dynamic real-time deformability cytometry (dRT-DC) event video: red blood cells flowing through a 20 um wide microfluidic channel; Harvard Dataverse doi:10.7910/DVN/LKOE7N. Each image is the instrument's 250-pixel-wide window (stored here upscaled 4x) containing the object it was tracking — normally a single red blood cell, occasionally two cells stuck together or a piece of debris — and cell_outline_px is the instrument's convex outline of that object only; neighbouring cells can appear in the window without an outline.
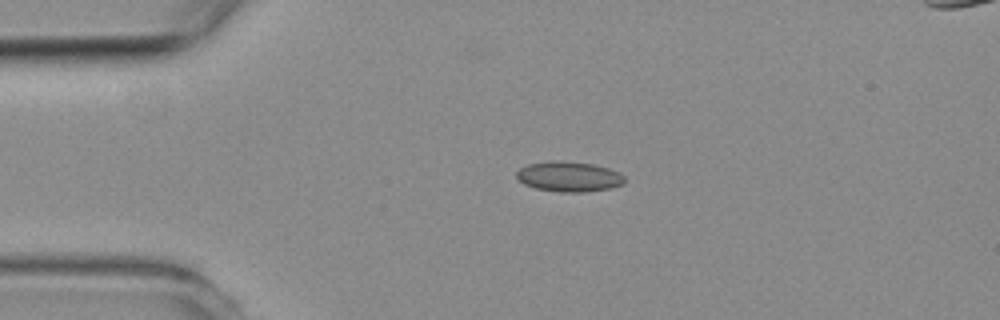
{"species": "common noctule bat (a hibernating species)", "species_latin": "Nyctalus noctula", "temperature_condition": "room temperature", "stored_images_in_passage": 5, "camera_frame_rate_fps": 3000, "um_per_image_px": 0.085, "animal": {"sex": "female", "body_mass_g": 19.3, "forearm_length_mm": 54.1}, "frame": {"image": 1, "passage_image": 3, "time_ms": 2.333, "image_size_px": [1000, 320], "cell_outline_px": [[624, 184], [612, 188], [588, 192], [560, 192], [536, 188], [524, 184], [516, 176], [516, 172], [520, 168], [528, 164], [552, 160], [592, 164], [608, 168], [620, 172], [624, 176]], "centroid_in_image_um": [48.38, 15.02], "position_along_channel_um": 36.6, "area_um2": 19.02}}